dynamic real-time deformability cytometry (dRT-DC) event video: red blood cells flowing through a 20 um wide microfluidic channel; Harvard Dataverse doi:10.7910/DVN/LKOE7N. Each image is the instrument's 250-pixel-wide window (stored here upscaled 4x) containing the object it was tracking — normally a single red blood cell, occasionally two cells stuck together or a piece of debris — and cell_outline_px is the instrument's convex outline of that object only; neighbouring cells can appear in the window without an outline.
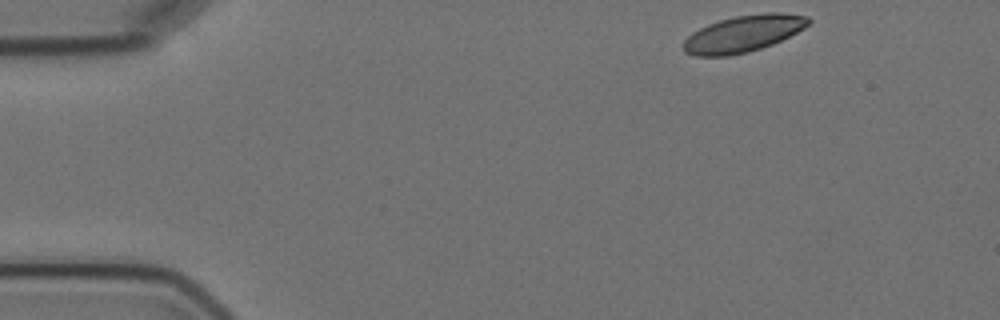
{"species": "Egyptian fruit bat (a non-hibernating species)", "species_latin": "Rousettus aegyptiacus", "temperature_condition": "cold", "stored_images_in_passage": 10, "camera_frame_rate_fps": 3000, "um_per_image_px": 0.085, "animal": {"sex": "female"}, "frame": {"image": 1, "passage_image": 1, "time_ms": 0.0, "image_size_px": [1000, 320], "cell_outline_px": [[812, 20], [804, 28], [772, 44], [748, 52], [728, 56], [696, 56], [684, 52], [684, 40], [692, 32], [708, 24], [720, 20], [736, 16], [764, 12], [784, 12], [808, 16]], "centroid_in_image_um": [63.19, 2.85], "position_along_channel_um": 21.8, "area_um2": 26.65}}
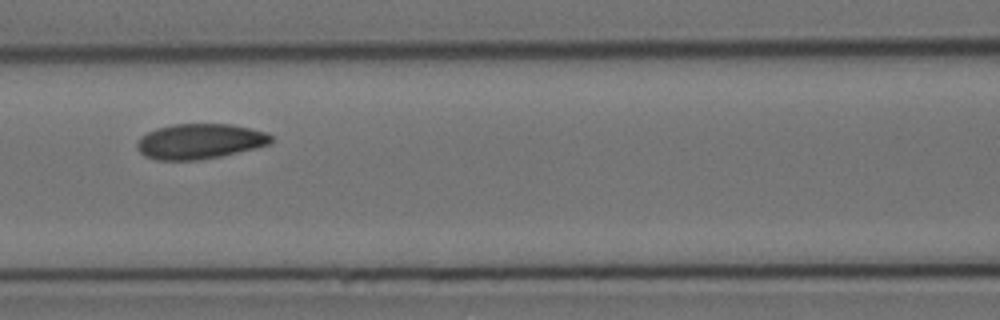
{"frame": {"image": 2, "passage_image": 6, "time_ms": 6.0, "image_size_px": [1000, 320], "cell_outline_px": [[276, 140], [272, 144], [256, 148], [220, 156], [196, 160], [156, 160], [144, 156], [136, 148], [136, 144], [140, 136], [156, 128], [172, 124], [232, 124], [268, 132]], "centroid_in_image_um": [17.01, 12.01], "position_along_channel_um": 149.6, "area_um2": 27.86}}
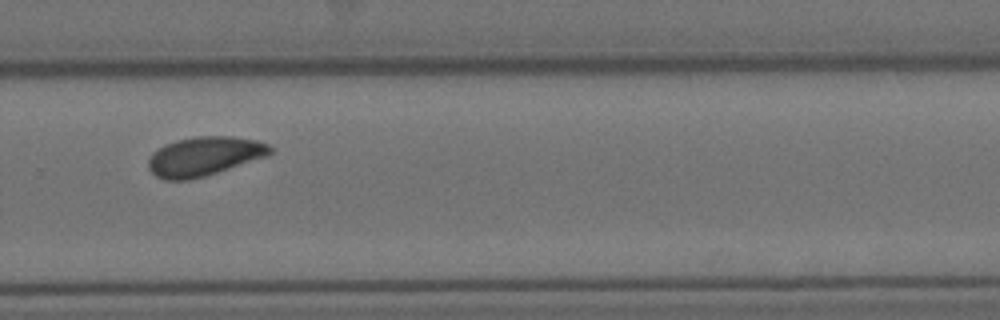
{"frame": {"image": 3, "passage_image": 10, "time_ms": 10.667, "image_size_px": [1000, 320], "cell_outline_px": [[272, 152], [268, 156], [204, 176], [188, 180], [164, 180], [156, 176], [148, 168], [148, 160], [152, 152], [164, 144], [176, 140], [196, 136], [232, 136], [256, 140], [268, 144], [272, 148]], "centroid_in_image_um": [17.34, 13.28], "position_along_channel_um": 312.5, "area_um2": 27.8}}